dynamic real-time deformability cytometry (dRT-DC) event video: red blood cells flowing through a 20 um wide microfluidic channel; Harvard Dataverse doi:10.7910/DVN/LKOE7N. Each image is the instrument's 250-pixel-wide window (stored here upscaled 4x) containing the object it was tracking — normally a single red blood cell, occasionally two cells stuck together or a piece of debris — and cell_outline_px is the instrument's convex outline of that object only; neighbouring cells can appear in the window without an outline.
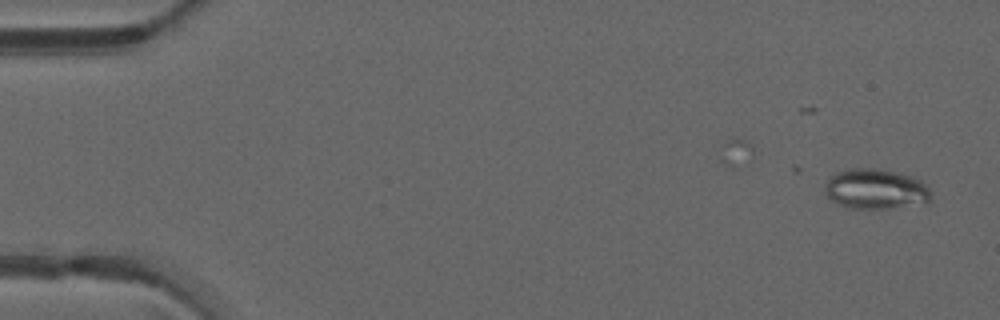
{"species": "common noctule bat (a hibernating species)", "species_latin": "Nyctalus noctula", "temperature_condition": "warm", "stored_images_in_passage": 29, "camera_frame_rate_fps": 3000, "um_per_image_px": 0.085, "animal": {"sex": "male", "forearm_length_mm": 52.5}, "frame": {"image": 1, "passage_image": 2, "time_ms": 0.333, "image_size_px": [1000, 320], "cell_outline_px": [[932, 196], [928, 200], [892, 208], [848, 208], [832, 200], [828, 196], [828, 180], [836, 172], [852, 168], [880, 168], [912, 176], [920, 180], [932, 192]], "centroid_in_image_um": [74.45, 16.04], "position_along_channel_um": 10.6, "area_um2": 24.22}}
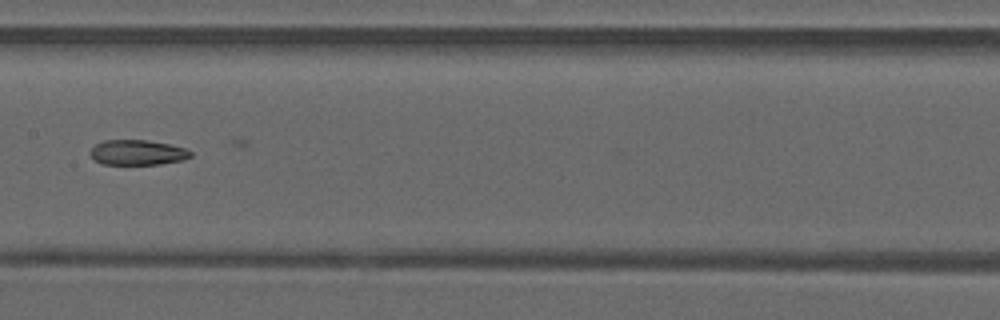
{"frame": {"image": 2, "passage_image": 25, "time_ms": 8.0, "image_size_px": [1000, 320], "cell_outline_px": [[192, 156], [180, 160], [160, 164], [104, 164], [96, 160], [88, 152], [96, 144], [104, 140], [148, 140], [168, 144], [184, 148], [192, 152]], "centroid_in_image_um": [11.67, 12.95], "position_along_channel_um": 195.7, "area_um2": 14.51}}
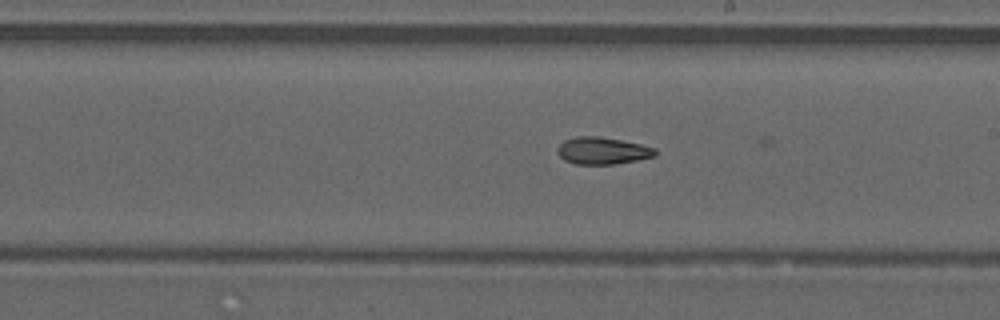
{"frame": {"image": 3, "passage_image": 28, "time_ms": 9.0, "image_size_px": [1000, 320], "cell_outline_px": [[656, 156], [636, 160], [612, 164], [576, 164], [564, 160], [556, 152], [556, 148], [564, 140], [576, 136], [596, 136], [620, 140], [640, 144], [656, 148]], "centroid_in_image_um": [51.18, 12.81], "position_along_channel_um": 237.8, "area_um2": 15.37}}